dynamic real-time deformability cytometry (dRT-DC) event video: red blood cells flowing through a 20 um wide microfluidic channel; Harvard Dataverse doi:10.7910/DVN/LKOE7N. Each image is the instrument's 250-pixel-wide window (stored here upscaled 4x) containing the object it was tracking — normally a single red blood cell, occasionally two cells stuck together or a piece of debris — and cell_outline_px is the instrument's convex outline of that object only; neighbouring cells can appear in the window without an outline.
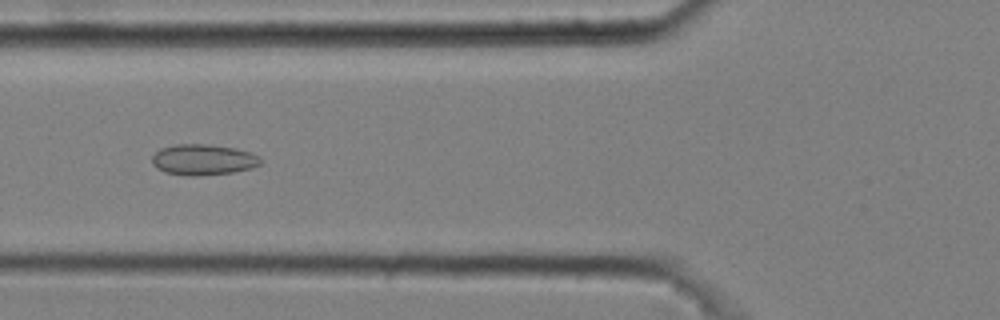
{"species": "common noctule bat (a hibernating species)", "species_latin": "Nyctalus noctula", "temperature_condition": "cold", "stored_images_in_passage": 12, "camera_frame_rate_fps": 3000, "um_per_image_px": 0.085, "animal": {"sex": "male", "body_mass_g": 20.4}, "frame": {"image": 1, "passage_image": 4, "time_ms": 1.0, "image_size_px": [1000, 320], "cell_outline_px": [[260, 164], [252, 168], [232, 172], [196, 176], [192, 176], [164, 172], [156, 168], [152, 164], [152, 156], [160, 148], [176, 144], [208, 144], [236, 148], [252, 152], [260, 156]], "centroid_in_image_um": [17.27, 13.56], "position_along_channel_um": 108.5, "area_um2": 19.59}}
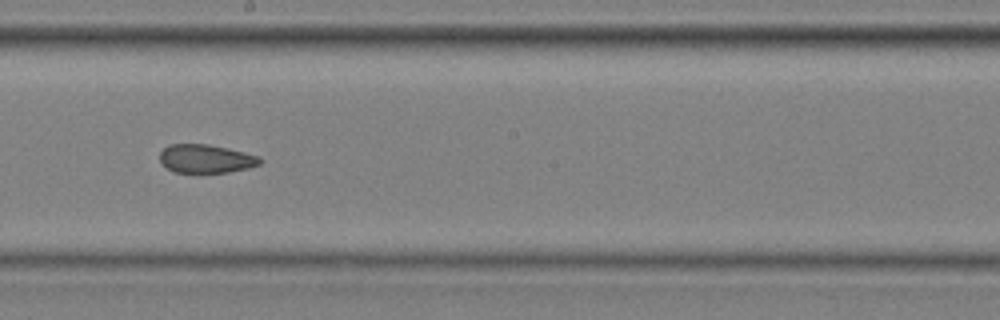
{"frame": {"image": 2, "passage_image": 7, "time_ms": 2.0, "image_size_px": [1000, 320], "cell_outline_px": [[264, 160], [260, 164], [248, 168], [228, 172], [176, 172], [168, 168], [160, 160], [160, 152], [168, 144], [208, 144], [228, 148], [260, 156]], "centroid_in_image_um": [17.54, 13.48], "position_along_channel_um": 230.7, "area_um2": 16.59}}
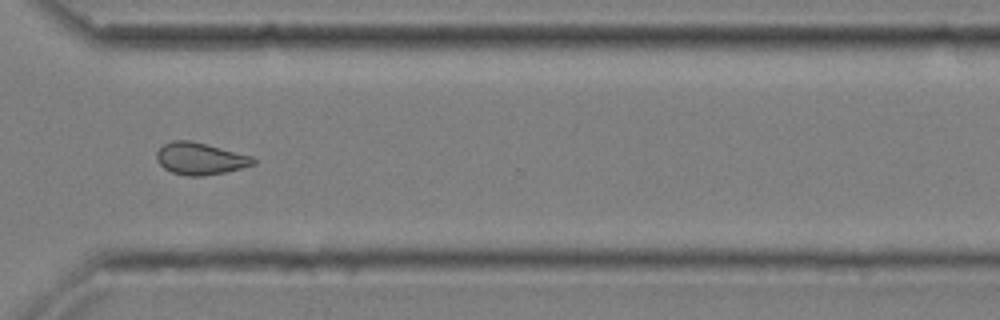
{"frame": {"image": 3, "passage_image": 10, "time_ms": 3.0, "image_size_px": [1000, 320], "cell_outline_px": [[256, 164], [224, 172], [204, 176], [184, 176], [172, 172], [164, 168], [156, 160], [156, 152], [164, 144], [172, 140], [192, 140], [252, 156], [256, 160]], "centroid_in_image_um": [17.0, 13.48], "position_along_channel_um": 353.6, "area_um2": 18.09}}